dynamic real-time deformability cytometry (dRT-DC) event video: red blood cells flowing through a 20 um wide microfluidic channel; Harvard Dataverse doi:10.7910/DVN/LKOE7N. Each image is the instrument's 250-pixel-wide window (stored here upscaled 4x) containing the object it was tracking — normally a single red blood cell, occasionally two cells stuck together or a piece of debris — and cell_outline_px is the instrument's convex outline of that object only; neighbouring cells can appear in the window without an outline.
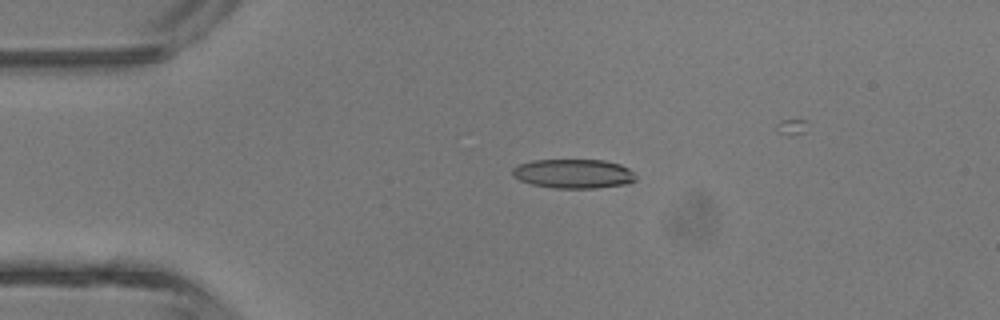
{"species": "common noctule bat (a hibernating species)", "species_latin": "Nyctalus noctula", "temperature_condition": "room temperature", "stored_images_in_passage": 4, "camera_frame_rate_fps": 3000, "um_per_image_px": 0.085, "animal": {"sex": "male", "body_mass_g": 13.3}, "frame": {"image": 1, "passage_image": 2, "time_ms": 1.333, "image_size_px": [1000, 320], "cell_outline_px": [[636, 180], [628, 184], [596, 188], [552, 188], [532, 184], [520, 180], [512, 176], [512, 168], [516, 164], [532, 160], [604, 160], [620, 164], [628, 168], [636, 176]], "centroid_in_image_um": [48.73, 14.76], "position_along_channel_um": 36.3, "area_um2": 21.21}}
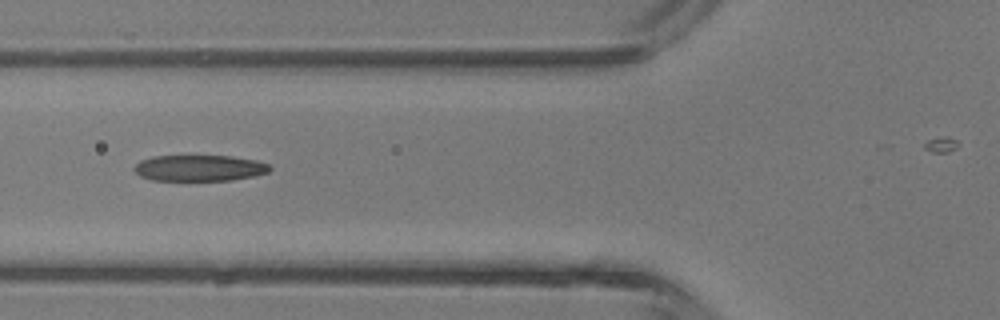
{"frame": {"image": 2, "passage_image": 4, "time_ms": 3.667, "image_size_px": [1000, 320], "cell_outline_px": [[272, 168], [268, 172], [256, 176], [232, 180], [152, 180], [140, 176], [132, 168], [140, 160], [152, 156], [232, 156], [256, 160], [268, 164]], "centroid_in_image_um": [16.95, 14.28], "position_along_channel_um": 108.8, "area_um2": 20.69}}